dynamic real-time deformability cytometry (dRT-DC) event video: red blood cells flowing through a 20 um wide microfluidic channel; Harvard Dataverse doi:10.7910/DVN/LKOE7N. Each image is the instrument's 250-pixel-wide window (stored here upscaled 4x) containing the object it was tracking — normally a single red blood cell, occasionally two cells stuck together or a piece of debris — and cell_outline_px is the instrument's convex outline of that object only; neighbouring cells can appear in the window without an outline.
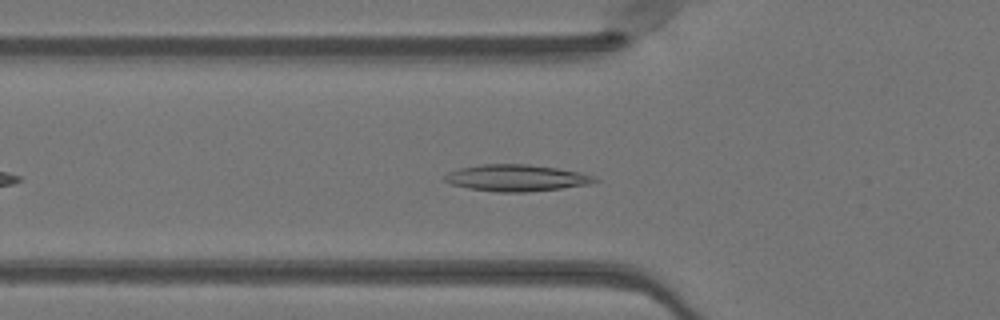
{"species": "Egyptian fruit bat (a non-hibernating species)", "species_latin": "Rousettus aegyptiacus", "temperature_condition": "warm", "stored_images_in_passage": 40, "camera_frame_rate_fps": 3000, "um_per_image_px": 0.085, "animal": {"sex": "female"}, "frame": {"image": 1, "passage_image": 8, "time_ms": 2.333, "image_size_px": [1000, 320], "cell_outline_px": [[600, 180], [588, 184], [560, 188], [524, 192], [496, 192], [468, 188], [452, 184], [444, 180], [444, 176], [448, 172], [460, 168], [484, 164], [528, 164], [556, 168], [580, 172], [596, 176]], "centroid_in_image_um": [43.9, 15.12], "position_along_channel_um": 81.9, "area_um2": 23.12}}
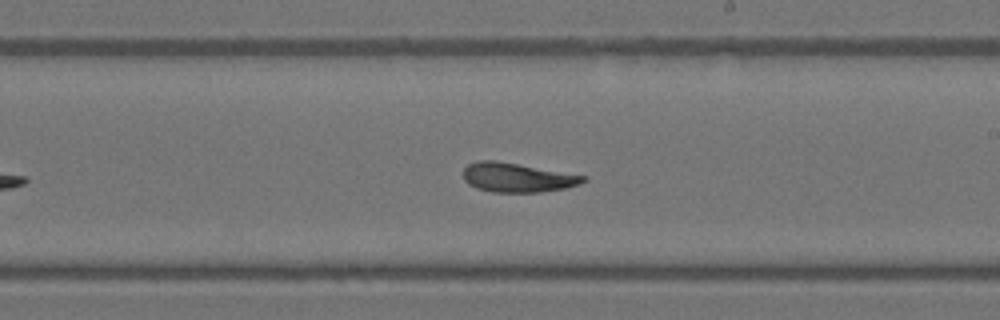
{"frame": {"image": 2, "passage_image": 20, "time_ms": 6.333, "image_size_px": [1000, 320], "cell_outline_px": [[588, 180], [580, 184], [564, 188], [540, 192], [492, 192], [476, 188], [468, 184], [464, 180], [464, 168], [468, 164], [476, 160], [496, 160], [588, 176]], "centroid_in_image_um": [43.97, 15.08], "position_along_channel_um": 245.0, "area_um2": 20.58}}
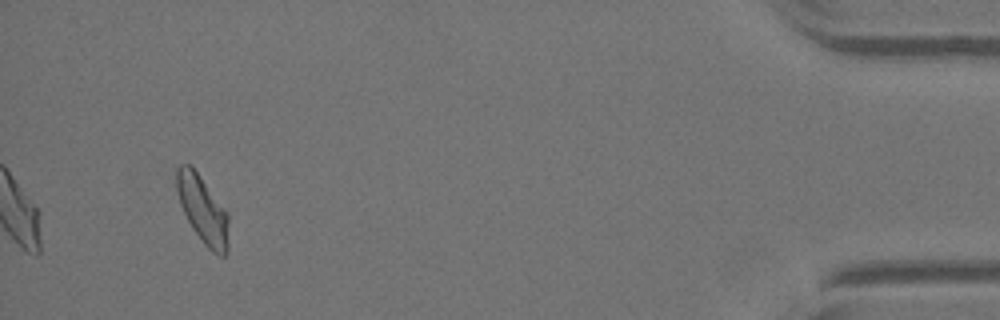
{"frame": {"image": 3, "passage_image": 38, "time_ms": 12.333, "image_size_px": [1000, 320], "cell_outline_px": [[228, 252], [224, 256], [220, 256], [212, 252], [204, 244], [192, 228], [180, 204], [176, 188], [176, 168], [180, 164], [192, 164], [228, 212]], "centroid_in_image_um": [17.24, 17.79], "position_along_channel_um": 418.0, "area_um2": 20.69}, "authors_computed_cell_mechanics": {"area_um2": 20.6057, "velocity_mm_per_s": 4.0604, "shape_relaxation_time_tau1_ms": 6.716, "shape_relaxation_time_tau2_ms": 2.7273, "deformation_change_tau1": 0.1604, "deformation_change_tau2": 0.0876}}